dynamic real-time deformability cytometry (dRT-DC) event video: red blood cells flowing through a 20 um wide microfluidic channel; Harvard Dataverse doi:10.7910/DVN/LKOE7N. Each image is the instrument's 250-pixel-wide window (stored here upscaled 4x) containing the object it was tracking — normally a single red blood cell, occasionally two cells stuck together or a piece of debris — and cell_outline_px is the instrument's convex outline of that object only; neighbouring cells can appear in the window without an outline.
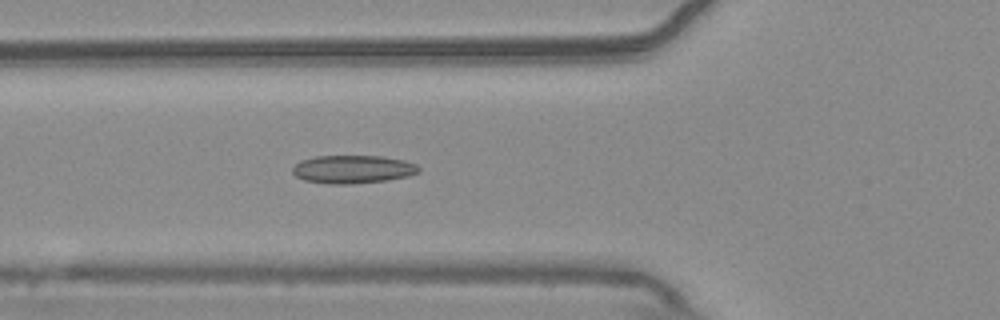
{"species": "common noctule bat (a hibernating species)", "species_latin": "Nyctalus noctula", "temperature_condition": "warm", "stored_images_in_passage": 54, "camera_frame_rate_fps": 3000, "um_per_image_px": 0.085, "animal": {"sex": "male", "body_mass_g": 20.4}, "frame": {"image": 1, "passage_image": 20, "time_ms": 6.333, "image_size_px": [1000, 320], "cell_outline_px": [[420, 172], [408, 176], [388, 180], [352, 184], [328, 184], [304, 180], [296, 176], [292, 172], [292, 168], [300, 160], [316, 156], [380, 156], [404, 160], [416, 164], [420, 168]], "centroid_in_image_um": [29.99, 14.39], "position_along_channel_um": 95.8, "area_um2": 20.81}}
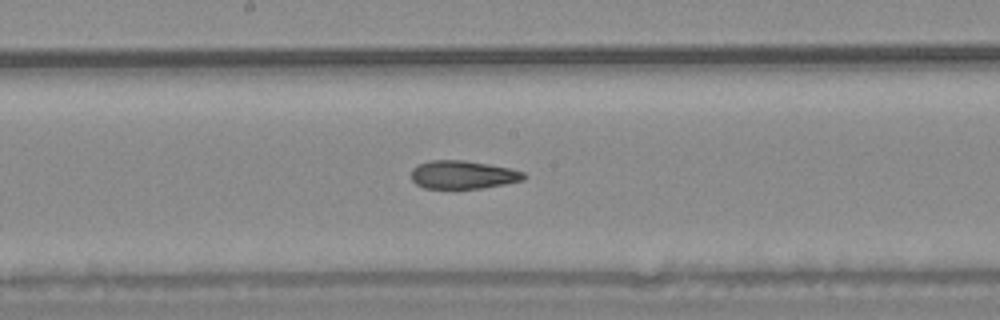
{"frame": {"image": 2, "passage_image": 29, "time_ms": 9.333, "image_size_px": [1000, 320], "cell_outline_px": [[528, 176], [524, 180], [504, 184], [480, 188], [424, 188], [416, 184], [412, 180], [412, 168], [416, 164], [428, 160], [464, 160], [488, 164], [508, 168], [524, 172]], "centroid_in_image_um": [39.33, 14.84], "position_along_channel_um": 208.9, "area_um2": 18.55}}
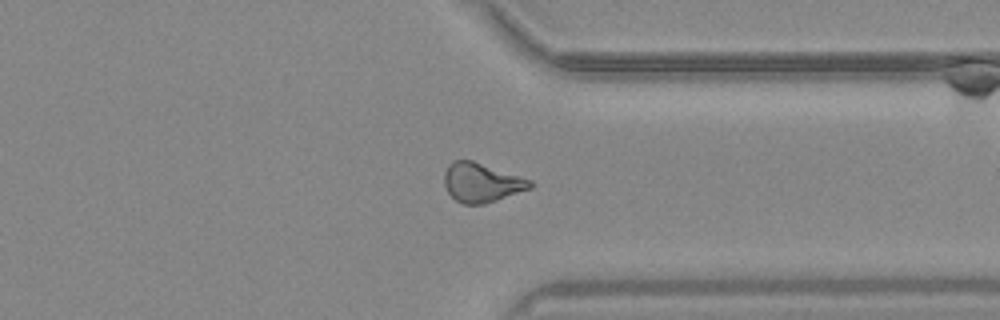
{"frame": {"image": 3, "passage_image": 42, "time_ms": 13.667, "image_size_px": [1000, 320], "cell_outline_px": [[536, 184], [532, 188], [484, 204], [464, 204], [456, 200], [448, 192], [444, 184], [444, 172], [448, 164], [452, 160], [472, 160], [532, 180]], "centroid_in_image_um": [40.94, 15.51], "position_along_channel_um": 370.5, "area_um2": 19.65}, "authors_computed_cell_mechanics": {"area_um2": 19.7965, "velocity_mm_per_s": 3.7505, "shape_relaxation_time_tau1_ms": null, "shape_relaxation_time_tau2_ms": 2.531, "deformation_change_tau1": null, "deformation_change_tau2": 0.0953}}